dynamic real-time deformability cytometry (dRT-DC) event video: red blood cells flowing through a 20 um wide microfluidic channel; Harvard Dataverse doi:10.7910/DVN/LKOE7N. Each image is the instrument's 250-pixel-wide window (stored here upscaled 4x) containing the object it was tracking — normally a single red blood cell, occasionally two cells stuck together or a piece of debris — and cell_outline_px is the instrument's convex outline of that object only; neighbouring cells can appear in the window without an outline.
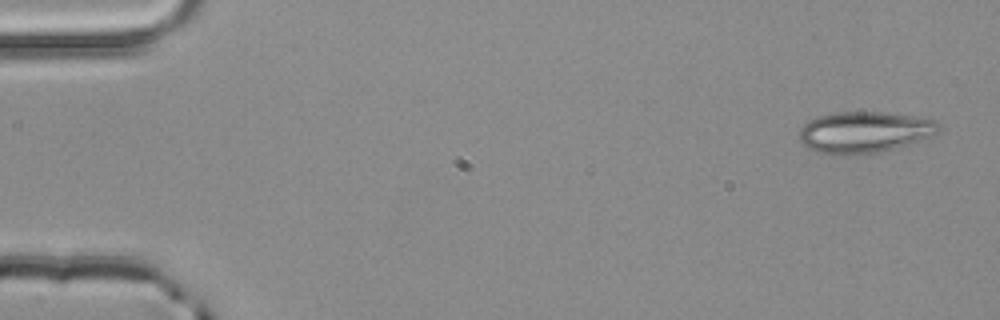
{"species": "common noctule bat (a hibernating species)", "species_latin": "Nyctalus noctula", "temperature_condition": "room temperature", "stored_images_in_passage": 4, "camera_frame_rate_fps": 3000, "um_per_image_px": 0.085, "animal": {"sex": "male", "body_mass_g": 20.4}, "frame": {"image": 1, "passage_image": 1, "time_ms": 0.0, "image_size_px": [1000, 320], "cell_outline_px": [[940, 132], [936, 136], [900, 148], [880, 152], [816, 152], [808, 148], [800, 140], [800, 128], [808, 120], [816, 116], [836, 112], [884, 112], [912, 116], [936, 120], [940, 124]], "centroid_in_image_um": [73.57, 11.2], "position_along_channel_um": 11.4, "area_um2": 33.41}}